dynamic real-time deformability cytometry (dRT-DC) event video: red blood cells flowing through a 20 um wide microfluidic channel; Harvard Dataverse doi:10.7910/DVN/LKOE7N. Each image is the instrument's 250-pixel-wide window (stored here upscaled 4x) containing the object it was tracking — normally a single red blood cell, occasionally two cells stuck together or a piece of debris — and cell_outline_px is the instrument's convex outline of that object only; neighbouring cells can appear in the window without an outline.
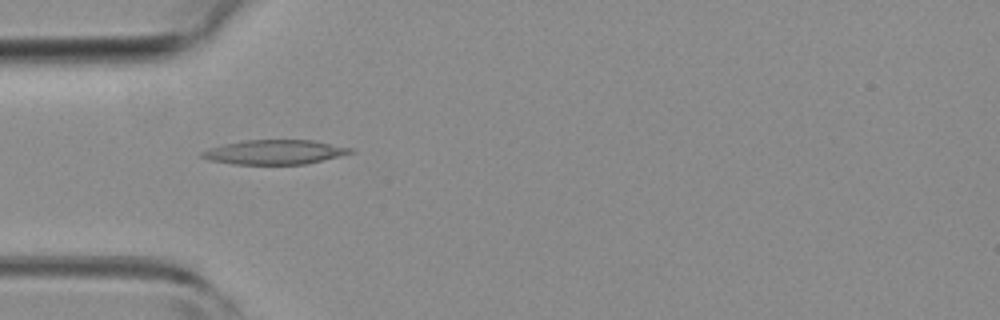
{"species": "common noctule bat (a hibernating species)", "species_latin": "Nyctalus noctula", "temperature_condition": "room temperature", "stored_images_in_passage": 50, "camera_frame_rate_fps": 3000, "um_per_image_px": 0.085, "animal": {"sex": "female", "body_mass_g": 19.3, "forearm_length_mm": 54.1}, "frame": {"image": 1, "passage_image": 15, "time_ms": 4.667, "image_size_px": [1000, 320], "cell_outline_px": [[356, 152], [304, 164], [232, 164], [208, 160], [200, 156], [200, 152], [208, 148], [224, 144], [244, 140], [312, 140], [352, 148]], "centroid_in_image_um": [23.3, 12.92], "position_along_channel_um": 61.7, "area_um2": 21.1}}
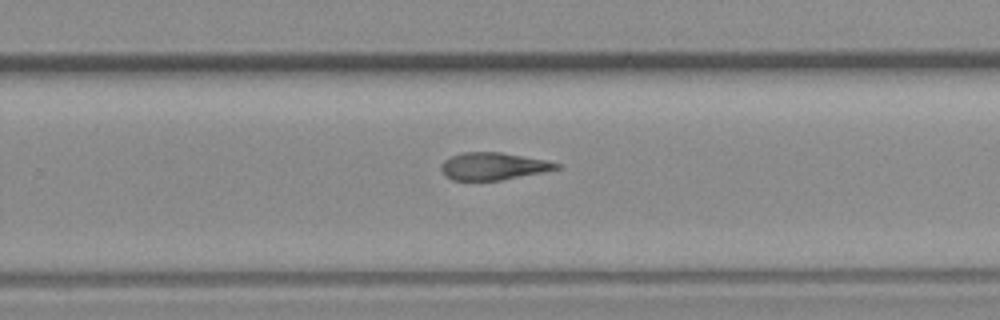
{"frame": {"image": 2, "passage_image": 32, "time_ms": 10.333, "image_size_px": [1000, 320], "cell_outline_px": [[560, 168], [544, 172], [500, 180], [452, 180], [440, 168], [440, 164], [444, 160], [460, 152], [500, 152], [548, 160], [560, 164]], "centroid_in_image_um": [41.94, 14.12], "position_along_channel_um": 287.9, "area_um2": 18.32}}
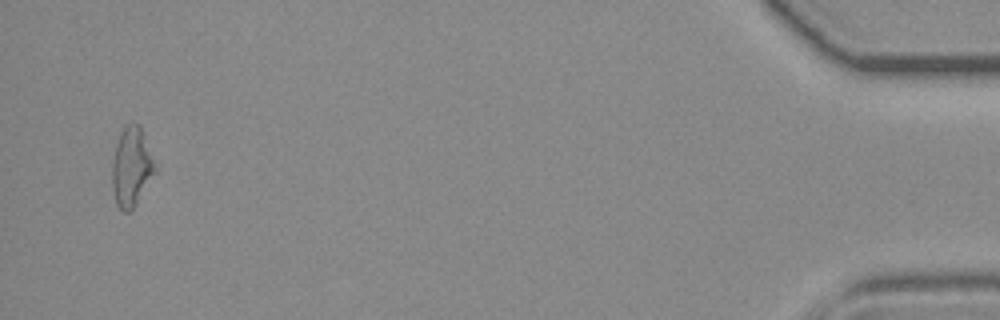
{"frame": {"image": 3, "passage_image": 49, "time_ms": 16.0, "image_size_px": [1000, 320], "cell_outline_px": [[156, 172], [132, 212], [124, 212], [116, 204], [112, 188], [112, 160], [116, 144], [120, 132], [124, 124], [140, 124], [156, 168]], "centroid_in_image_um": [11.16, 14.22], "position_along_channel_um": 424.0, "area_um2": 19.94}}